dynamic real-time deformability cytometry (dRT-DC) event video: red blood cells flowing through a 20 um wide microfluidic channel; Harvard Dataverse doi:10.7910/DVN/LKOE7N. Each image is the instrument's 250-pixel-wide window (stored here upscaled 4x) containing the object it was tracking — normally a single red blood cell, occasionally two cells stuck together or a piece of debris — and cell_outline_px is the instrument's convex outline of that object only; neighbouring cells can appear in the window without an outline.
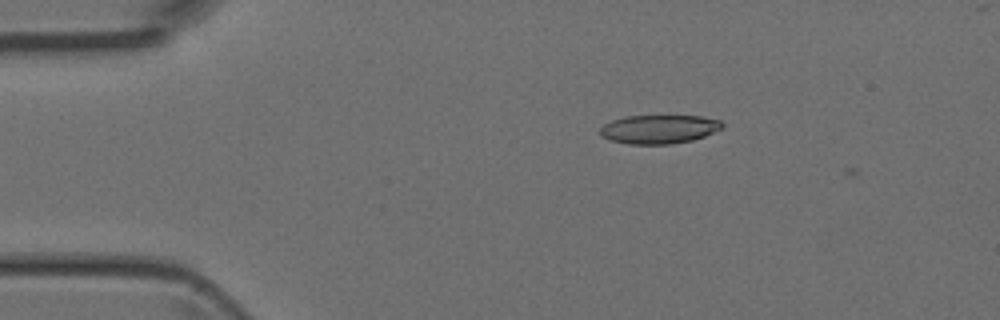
{"species": "Egyptian fruit bat (a non-hibernating species)", "species_latin": "Rousettus aegyptiacus", "temperature_condition": "room temperature", "stored_images_in_passage": 3, "camera_frame_rate_fps": 3000, "um_per_image_px": 0.085, "animal": {"sex": "female"}, "frame": {"image": 1, "passage_image": 1, "time_ms": 0.0, "image_size_px": [1000, 320], "cell_outline_px": [[724, 128], [704, 136], [692, 140], [668, 144], [628, 144], [612, 140], [600, 136], [600, 128], [604, 124], [612, 120], [624, 116], [704, 116], [720, 120], [724, 124]], "centroid_in_image_um": [56.03, 10.97], "position_along_channel_um": 29.0, "area_um2": 20.52}}